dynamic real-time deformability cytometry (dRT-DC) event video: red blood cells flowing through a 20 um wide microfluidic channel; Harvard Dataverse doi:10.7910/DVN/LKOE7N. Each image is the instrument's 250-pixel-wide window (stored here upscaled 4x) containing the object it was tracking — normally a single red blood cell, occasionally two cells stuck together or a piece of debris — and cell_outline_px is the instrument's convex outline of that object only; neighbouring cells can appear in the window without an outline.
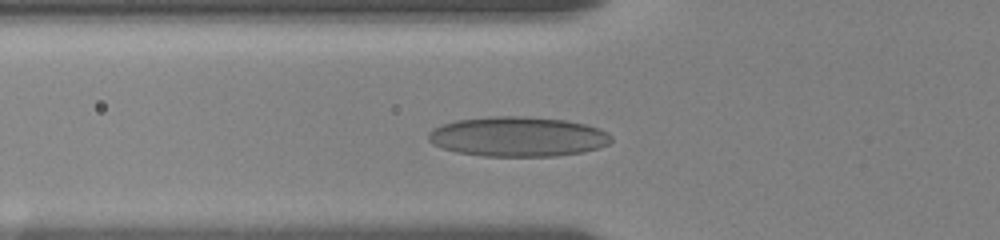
{"species": "human", "species_latin": "Homo sapiens", "temperature_condition": "room temperature", "stored_images_in_passage": 30, "camera_frame_rate_fps": 3000, "um_per_image_px": 0.085, "donor": {"sex": "female"}, "frame": {"image": 1, "passage_image": 8, "time_ms": 4.0, "image_size_px": [1000, 240], "cell_outline_px": [[612, 140], [608, 144], [600, 148], [584, 152], [556, 156], [484, 156], [456, 152], [432, 144], [428, 140], [428, 132], [432, 128], [456, 120], [492, 116], [528, 116], [564, 120], [584, 124], [600, 128], [608, 132], [612, 136]], "centroid_in_image_um": [44.04, 11.61], "position_along_channel_um": 81.8, "area_um2": 42.71}}
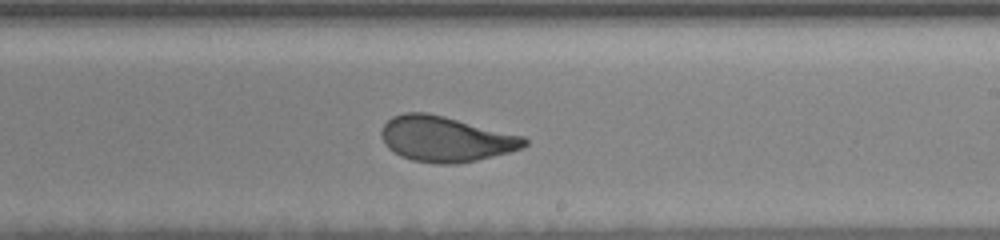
{"frame": {"image": 2, "passage_image": 19, "time_ms": 8.667, "image_size_px": [1000, 240], "cell_outline_px": [[528, 144], [520, 148], [508, 152], [476, 160], [456, 164], [440, 164], [412, 160], [400, 156], [388, 148], [384, 144], [380, 136], [380, 132], [384, 124], [392, 116], [404, 112], [428, 112], [524, 136], [528, 140]], "centroid_in_image_um": [37.84, 11.8], "position_along_channel_um": 251.2, "area_um2": 37.86}}
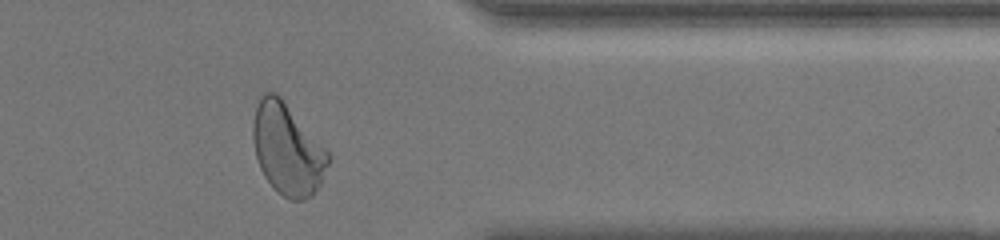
{"frame": {"image": 3, "passage_image": 27, "time_ms": 12.667, "image_size_px": [1000, 240], "cell_outline_px": [[332, 156], [320, 184], [312, 196], [304, 200], [292, 200], [276, 192], [264, 176], [260, 168], [256, 156], [252, 140], [252, 124], [256, 108], [260, 96], [264, 92], [276, 92], [280, 96]], "centroid_in_image_um": [24.42, 12.69], "position_along_channel_um": 387.0, "area_um2": 40.0}, "authors_computed_cell_mechanics": {"area_um2": 38.6393, "velocity_mm_per_s": 3.6164, "shape_relaxation_time_tau1_ms": 7.118, "shape_relaxation_time_tau2_ms": 0.9447, "deformation_change_tau1": 0.2028, "deformation_change_tau2": 0.0796}}